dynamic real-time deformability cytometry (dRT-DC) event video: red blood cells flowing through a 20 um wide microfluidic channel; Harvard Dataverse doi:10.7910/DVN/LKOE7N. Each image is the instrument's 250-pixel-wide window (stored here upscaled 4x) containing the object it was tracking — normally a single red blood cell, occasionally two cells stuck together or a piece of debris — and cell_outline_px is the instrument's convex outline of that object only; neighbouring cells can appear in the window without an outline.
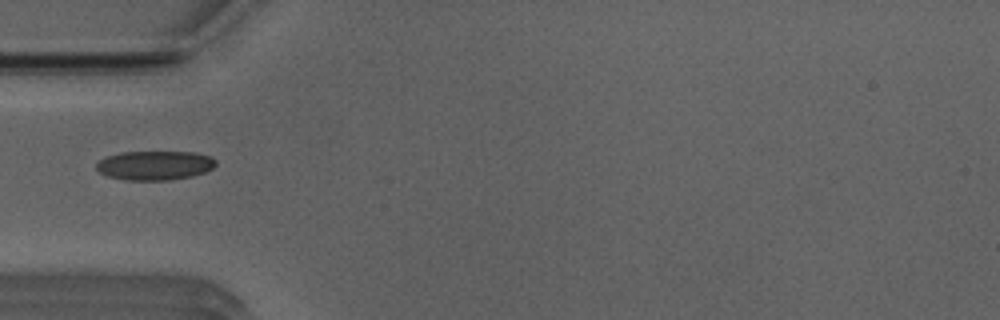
{"species": "Egyptian fruit bat (a non-hibernating species)", "species_latin": "Rousettus aegyptiacus", "temperature_condition": "room temperature", "stored_images_in_passage": 36, "camera_frame_rate_fps": 3000, "um_per_image_px": 0.085, "animal": {"sex": "male"}, "frame": {"image": 1, "passage_image": 1, "time_ms": 0.0, "image_size_px": [1000, 320], "cell_outline_px": [[216, 164], [212, 168], [204, 172], [192, 176], [168, 180], [124, 180], [108, 176], [100, 172], [96, 168], [96, 164], [100, 160], [108, 156], [120, 152], [196, 152], [212, 156], [216, 160]], "centroid_in_image_um": [13.18, 14.05], "position_along_channel_um": 71.8, "area_um2": 20.35}}
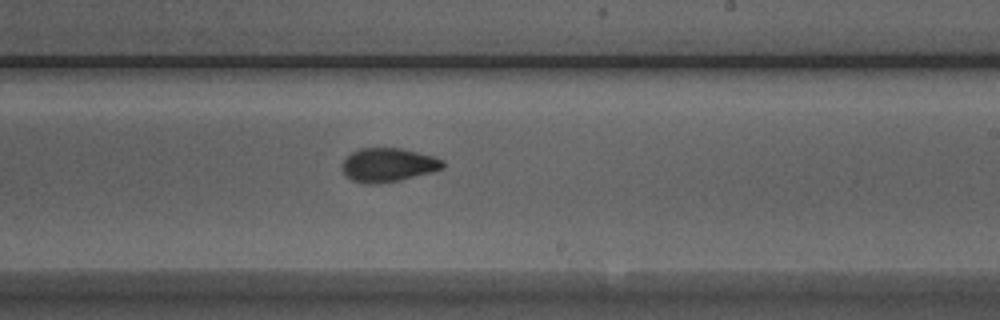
{"frame": {"image": 2, "passage_image": 15, "time_ms": 4.667, "image_size_px": [1000, 320], "cell_outline_px": [[444, 168], [432, 172], [400, 180], [380, 184], [368, 184], [352, 180], [340, 168], [344, 160], [352, 152], [360, 148], [400, 148], [436, 156], [444, 160]], "centroid_in_image_um": [33.02, 14.02], "position_along_channel_um": 256.0, "area_um2": 19.94}}
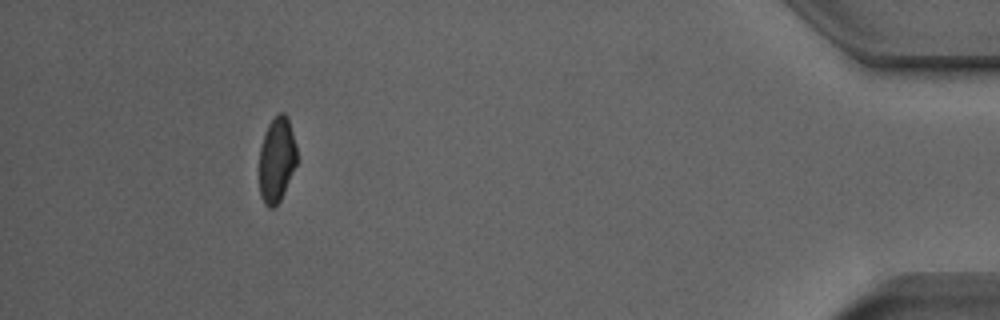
{"frame": {"image": 3, "passage_image": 32, "time_ms": 10.333, "image_size_px": [1000, 320], "cell_outline_px": [[296, 164], [284, 192], [280, 200], [272, 208], [268, 208], [264, 204], [260, 196], [260, 148], [264, 132], [268, 124], [280, 112], [284, 112], [288, 116], [296, 144]], "centroid_in_image_um": [23.52, 13.55], "position_along_channel_um": 411.7, "area_um2": 18.61}}